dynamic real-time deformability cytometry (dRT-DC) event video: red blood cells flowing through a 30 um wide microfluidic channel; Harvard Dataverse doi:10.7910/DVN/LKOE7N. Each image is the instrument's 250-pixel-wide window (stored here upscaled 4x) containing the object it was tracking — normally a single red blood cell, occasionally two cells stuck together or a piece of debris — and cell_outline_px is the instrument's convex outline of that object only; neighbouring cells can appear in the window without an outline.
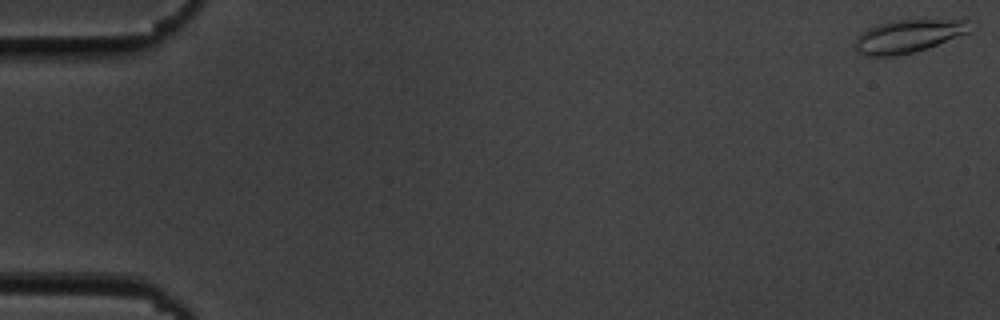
{"species": "common noctule bat (a hibernating species)", "species_latin": "Nyctalus noctula", "temperature_condition": "cold", "stored_images_in_passage": 8, "camera_frame_rate_fps": 3000, "um_per_image_px": 0.085, "animal": {"sex": "male", "body_mass_g": 19.5, "forearm_length_mm": 54.6}, "frame": {"image": 1, "passage_image": 1, "time_ms": 0.0, "image_size_px": [1000, 320], "cell_outline_px": [[972, 32], [928, 48], [896, 56], [864, 56], [856, 52], [852, 44], [860, 32], [876, 24], [892, 20], [968, 20]], "centroid_in_image_um": [77.14, 3.08], "position_along_channel_um": 7.9, "area_um2": 22.48}}